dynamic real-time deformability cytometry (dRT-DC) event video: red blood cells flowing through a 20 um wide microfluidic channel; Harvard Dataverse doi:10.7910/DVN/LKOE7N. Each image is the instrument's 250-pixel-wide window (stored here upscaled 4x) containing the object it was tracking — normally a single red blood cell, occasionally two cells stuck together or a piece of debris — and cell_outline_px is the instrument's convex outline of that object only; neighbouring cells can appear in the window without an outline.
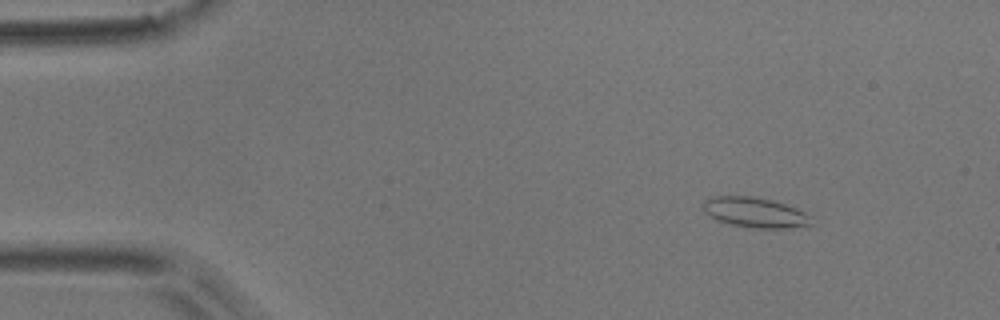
{"species": "common noctule bat (a hibernating species)", "species_latin": "Nyctalus noctula", "temperature_condition": "room temperature", "stored_images_in_passage": 3, "camera_frame_rate_fps": 3000, "um_per_image_px": 0.085, "animal": {"sex": "male", "body_mass_g": 17.9}, "frame": {"image": 1, "passage_image": 1, "time_ms": 0.0, "image_size_px": [1000, 320], "cell_outline_px": [[812, 224], [784, 228], [752, 228], [732, 224], [708, 216], [704, 212], [704, 200], [712, 196], [748, 196], [772, 200], [796, 208], [812, 216]], "centroid_in_image_um": [64.17, 18.05], "position_along_channel_um": 20.8, "area_um2": 18.79}}